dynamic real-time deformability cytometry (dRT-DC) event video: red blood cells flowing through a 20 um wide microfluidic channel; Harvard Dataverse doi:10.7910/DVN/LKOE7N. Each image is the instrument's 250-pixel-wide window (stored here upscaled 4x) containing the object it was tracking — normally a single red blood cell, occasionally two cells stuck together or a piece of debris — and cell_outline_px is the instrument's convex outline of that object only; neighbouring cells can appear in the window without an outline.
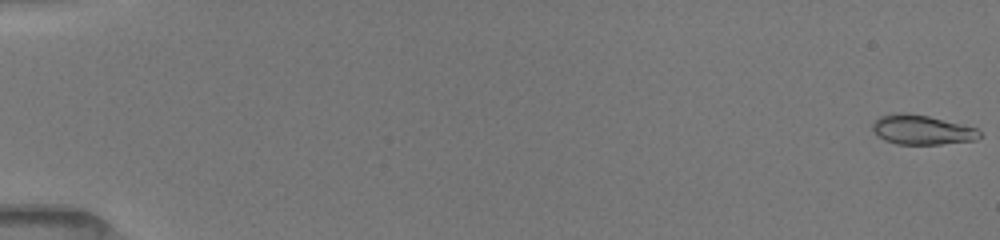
{"species": "common noctule bat (a hibernating species)", "species_latin": "Nyctalus noctula", "temperature_condition": "room temperature", "stored_images_in_passage": 7, "camera_frame_rate_fps": 3000, "um_per_image_px": 0.085, "animal": {"sex": "female", "body_mass_g": 19.5, "forearm_length_mm": 54.1}, "frame": {"image": 1, "passage_image": 1, "time_ms": 0.0, "image_size_px": [1000, 240], "cell_outline_px": [[980, 136], [976, 140], [940, 144], [896, 144], [884, 140], [872, 128], [872, 124], [880, 116], [896, 112], [904, 112], [928, 116], [976, 128], [980, 132]], "centroid_in_image_um": [78.34, 11.03], "position_along_channel_um": 6.7, "area_um2": 18.21}}
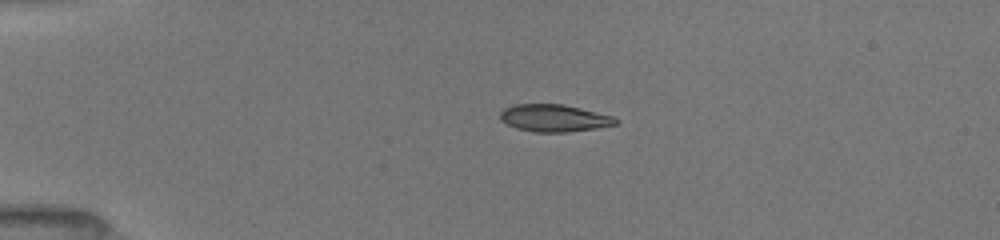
{"frame": {"image": 2, "passage_image": 6, "time_ms": 4.0, "image_size_px": [1000, 240], "cell_outline_px": [[620, 124], [596, 128], [564, 132], [536, 132], [516, 128], [500, 120], [500, 112], [504, 108], [512, 104], [564, 104], [612, 116], [620, 120]], "centroid_in_image_um": [47.1, 10.03], "position_along_channel_um": 37.9, "area_um2": 18.38}}